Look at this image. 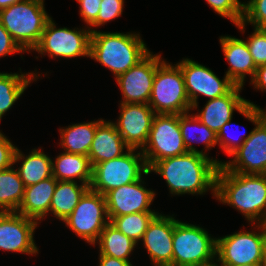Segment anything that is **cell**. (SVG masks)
<instances>
[{
  "instance_id": "cell-31",
  "label": "cell",
  "mask_w": 266,
  "mask_h": 266,
  "mask_svg": "<svg viewBox=\"0 0 266 266\" xmlns=\"http://www.w3.org/2000/svg\"><path fill=\"white\" fill-rule=\"evenodd\" d=\"M158 213L137 212L128 215L109 217L110 223L134 242L142 240L149 223Z\"/></svg>"
},
{
  "instance_id": "cell-38",
  "label": "cell",
  "mask_w": 266,
  "mask_h": 266,
  "mask_svg": "<svg viewBox=\"0 0 266 266\" xmlns=\"http://www.w3.org/2000/svg\"><path fill=\"white\" fill-rule=\"evenodd\" d=\"M80 5V16L86 24L91 26L96 20L102 0H76Z\"/></svg>"
},
{
  "instance_id": "cell-18",
  "label": "cell",
  "mask_w": 266,
  "mask_h": 266,
  "mask_svg": "<svg viewBox=\"0 0 266 266\" xmlns=\"http://www.w3.org/2000/svg\"><path fill=\"white\" fill-rule=\"evenodd\" d=\"M178 221L171 215L158 213L149 223L141 241L153 266L172 265L173 230Z\"/></svg>"
},
{
  "instance_id": "cell-40",
  "label": "cell",
  "mask_w": 266,
  "mask_h": 266,
  "mask_svg": "<svg viewBox=\"0 0 266 266\" xmlns=\"http://www.w3.org/2000/svg\"><path fill=\"white\" fill-rule=\"evenodd\" d=\"M250 80V83L254 85V89L266 92V65L257 67L254 77Z\"/></svg>"
},
{
  "instance_id": "cell-42",
  "label": "cell",
  "mask_w": 266,
  "mask_h": 266,
  "mask_svg": "<svg viewBox=\"0 0 266 266\" xmlns=\"http://www.w3.org/2000/svg\"><path fill=\"white\" fill-rule=\"evenodd\" d=\"M22 0H0V10L5 9L15 3L21 2Z\"/></svg>"
},
{
  "instance_id": "cell-22",
  "label": "cell",
  "mask_w": 266,
  "mask_h": 266,
  "mask_svg": "<svg viewBox=\"0 0 266 266\" xmlns=\"http://www.w3.org/2000/svg\"><path fill=\"white\" fill-rule=\"evenodd\" d=\"M57 180L52 176L37 184L25 187L24 196L17 213L41 221L50 211Z\"/></svg>"
},
{
  "instance_id": "cell-3",
  "label": "cell",
  "mask_w": 266,
  "mask_h": 266,
  "mask_svg": "<svg viewBox=\"0 0 266 266\" xmlns=\"http://www.w3.org/2000/svg\"><path fill=\"white\" fill-rule=\"evenodd\" d=\"M91 32L90 58L112 71L115 79L150 52L140 34Z\"/></svg>"
},
{
  "instance_id": "cell-32",
  "label": "cell",
  "mask_w": 266,
  "mask_h": 266,
  "mask_svg": "<svg viewBox=\"0 0 266 266\" xmlns=\"http://www.w3.org/2000/svg\"><path fill=\"white\" fill-rule=\"evenodd\" d=\"M244 3L242 21L236 26L240 31L245 32L247 23H251L254 28L266 29V0H250Z\"/></svg>"
},
{
  "instance_id": "cell-13",
  "label": "cell",
  "mask_w": 266,
  "mask_h": 266,
  "mask_svg": "<svg viewBox=\"0 0 266 266\" xmlns=\"http://www.w3.org/2000/svg\"><path fill=\"white\" fill-rule=\"evenodd\" d=\"M177 64L182 71L192 110L198 108L200 94L211 100L227 94L235 86L226 74L221 80L211 69L189 58Z\"/></svg>"
},
{
  "instance_id": "cell-26",
  "label": "cell",
  "mask_w": 266,
  "mask_h": 266,
  "mask_svg": "<svg viewBox=\"0 0 266 266\" xmlns=\"http://www.w3.org/2000/svg\"><path fill=\"white\" fill-rule=\"evenodd\" d=\"M179 124L181 135L183 137V142L186 147L187 152L200 153L202 155H207L206 150L211 149L218 144L217 134L206 127L200 120L196 117L195 114H189V112L184 114H179ZM196 129V130H195ZM199 129V130H198ZM193 131V132H192ZM196 131V134L195 132ZM198 131V132H197ZM204 143L205 152L202 150L199 151L192 145V143Z\"/></svg>"
},
{
  "instance_id": "cell-9",
  "label": "cell",
  "mask_w": 266,
  "mask_h": 266,
  "mask_svg": "<svg viewBox=\"0 0 266 266\" xmlns=\"http://www.w3.org/2000/svg\"><path fill=\"white\" fill-rule=\"evenodd\" d=\"M252 225L259 232L241 230L217 238L216 257L218 258H216V262L221 263L220 265L232 266L264 263L266 224Z\"/></svg>"
},
{
  "instance_id": "cell-45",
  "label": "cell",
  "mask_w": 266,
  "mask_h": 266,
  "mask_svg": "<svg viewBox=\"0 0 266 266\" xmlns=\"http://www.w3.org/2000/svg\"><path fill=\"white\" fill-rule=\"evenodd\" d=\"M206 266H219L218 263H212V264H209V265H206Z\"/></svg>"
},
{
  "instance_id": "cell-29",
  "label": "cell",
  "mask_w": 266,
  "mask_h": 266,
  "mask_svg": "<svg viewBox=\"0 0 266 266\" xmlns=\"http://www.w3.org/2000/svg\"><path fill=\"white\" fill-rule=\"evenodd\" d=\"M97 242L99 244V254L124 261H130L128 256L132 253L137 244L116 229L110 222L100 233Z\"/></svg>"
},
{
  "instance_id": "cell-6",
  "label": "cell",
  "mask_w": 266,
  "mask_h": 266,
  "mask_svg": "<svg viewBox=\"0 0 266 266\" xmlns=\"http://www.w3.org/2000/svg\"><path fill=\"white\" fill-rule=\"evenodd\" d=\"M172 266H206L216 260L217 238L199 225L178 221L173 230Z\"/></svg>"
},
{
  "instance_id": "cell-34",
  "label": "cell",
  "mask_w": 266,
  "mask_h": 266,
  "mask_svg": "<svg viewBox=\"0 0 266 266\" xmlns=\"http://www.w3.org/2000/svg\"><path fill=\"white\" fill-rule=\"evenodd\" d=\"M246 43L256 67L266 65V29L254 28Z\"/></svg>"
},
{
  "instance_id": "cell-8",
  "label": "cell",
  "mask_w": 266,
  "mask_h": 266,
  "mask_svg": "<svg viewBox=\"0 0 266 266\" xmlns=\"http://www.w3.org/2000/svg\"><path fill=\"white\" fill-rule=\"evenodd\" d=\"M142 174L150 172L141 150L128 149L120 157L93 165L89 187L105 196L110 190L140 180Z\"/></svg>"
},
{
  "instance_id": "cell-23",
  "label": "cell",
  "mask_w": 266,
  "mask_h": 266,
  "mask_svg": "<svg viewBox=\"0 0 266 266\" xmlns=\"http://www.w3.org/2000/svg\"><path fill=\"white\" fill-rule=\"evenodd\" d=\"M52 176L57 181H75L90 186L92 166L89 157L82 154L64 152L52 160ZM75 179V180H74Z\"/></svg>"
},
{
  "instance_id": "cell-28",
  "label": "cell",
  "mask_w": 266,
  "mask_h": 266,
  "mask_svg": "<svg viewBox=\"0 0 266 266\" xmlns=\"http://www.w3.org/2000/svg\"><path fill=\"white\" fill-rule=\"evenodd\" d=\"M37 73H1L0 72V120L12 108L29 84L37 80Z\"/></svg>"
},
{
  "instance_id": "cell-1",
  "label": "cell",
  "mask_w": 266,
  "mask_h": 266,
  "mask_svg": "<svg viewBox=\"0 0 266 266\" xmlns=\"http://www.w3.org/2000/svg\"><path fill=\"white\" fill-rule=\"evenodd\" d=\"M222 164L208 155L186 152L155 162L149 172L161 175L172 195H203L211 190L215 197L216 175Z\"/></svg>"
},
{
  "instance_id": "cell-35",
  "label": "cell",
  "mask_w": 266,
  "mask_h": 266,
  "mask_svg": "<svg viewBox=\"0 0 266 266\" xmlns=\"http://www.w3.org/2000/svg\"><path fill=\"white\" fill-rule=\"evenodd\" d=\"M124 0H102L97 20L91 25L99 27L122 15Z\"/></svg>"
},
{
  "instance_id": "cell-16",
  "label": "cell",
  "mask_w": 266,
  "mask_h": 266,
  "mask_svg": "<svg viewBox=\"0 0 266 266\" xmlns=\"http://www.w3.org/2000/svg\"><path fill=\"white\" fill-rule=\"evenodd\" d=\"M120 110L117 131L130 149L142 150L156 113L149 104L120 103Z\"/></svg>"
},
{
  "instance_id": "cell-2",
  "label": "cell",
  "mask_w": 266,
  "mask_h": 266,
  "mask_svg": "<svg viewBox=\"0 0 266 266\" xmlns=\"http://www.w3.org/2000/svg\"><path fill=\"white\" fill-rule=\"evenodd\" d=\"M215 198L240 211L251 224H266V174H243L219 166Z\"/></svg>"
},
{
  "instance_id": "cell-39",
  "label": "cell",
  "mask_w": 266,
  "mask_h": 266,
  "mask_svg": "<svg viewBox=\"0 0 266 266\" xmlns=\"http://www.w3.org/2000/svg\"><path fill=\"white\" fill-rule=\"evenodd\" d=\"M14 53H24V51L0 22V57L9 56V54L12 55Z\"/></svg>"
},
{
  "instance_id": "cell-25",
  "label": "cell",
  "mask_w": 266,
  "mask_h": 266,
  "mask_svg": "<svg viewBox=\"0 0 266 266\" xmlns=\"http://www.w3.org/2000/svg\"><path fill=\"white\" fill-rule=\"evenodd\" d=\"M89 188L87 184L78 185L77 181H57L49 212L60 221H64Z\"/></svg>"
},
{
  "instance_id": "cell-30",
  "label": "cell",
  "mask_w": 266,
  "mask_h": 266,
  "mask_svg": "<svg viewBox=\"0 0 266 266\" xmlns=\"http://www.w3.org/2000/svg\"><path fill=\"white\" fill-rule=\"evenodd\" d=\"M14 166L0 171V212H17L25 186Z\"/></svg>"
},
{
  "instance_id": "cell-14",
  "label": "cell",
  "mask_w": 266,
  "mask_h": 266,
  "mask_svg": "<svg viewBox=\"0 0 266 266\" xmlns=\"http://www.w3.org/2000/svg\"><path fill=\"white\" fill-rule=\"evenodd\" d=\"M161 54L149 52L141 61L116 78L122 92L121 103L148 104Z\"/></svg>"
},
{
  "instance_id": "cell-43",
  "label": "cell",
  "mask_w": 266,
  "mask_h": 266,
  "mask_svg": "<svg viewBox=\"0 0 266 266\" xmlns=\"http://www.w3.org/2000/svg\"><path fill=\"white\" fill-rule=\"evenodd\" d=\"M219 266H232V265H219ZM237 266H263V264H243Z\"/></svg>"
},
{
  "instance_id": "cell-21",
  "label": "cell",
  "mask_w": 266,
  "mask_h": 266,
  "mask_svg": "<svg viewBox=\"0 0 266 266\" xmlns=\"http://www.w3.org/2000/svg\"><path fill=\"white\" fill-rule=\"evenodd\" d=\"M130 149L117 131L114 122L97 120V129L89 150L91 166L122 156Z\"/></svg>"
},
{
  "instance_id": "cell-33",
  "label": "cell",
  "mask_w": 266,
  "mask_h": 266,
  "mask_svg": "<svg viewBox=\"0 0 266 266\" xmlns=\"http://www.w3.org/2000/svg\"><path fill=\"white\" fill-rule=\"evenodd\" d=\"M207 4L222 17L237 25L242 21L244 2L240 0H206Z\"/></svg>"
},
{
  "instance_id": "cell-4",
  "label": "cell",
  "mask_w": 266,
  "mask_h": 266,
  "mask_svg": "<svg viewBox=\"0 0 266 266\" xmlns=\"http://www.w3.org/2000/svg\"><path fill=\"white\" fill-rule=\"evenodd\" d=\"M44 0H22L0 10V22L24 52L39 43L47 22L51 19Z\"/></svg>"
},
{
  "instance_id": "cell-37",
  "label": "cell",
  "mask_w": 266,
  "mask_h": 266,
  "mask_svg": "<svg viewBox=\"0 0 266 266\" xmlns=\"http://www.w3.org/2000/svg\"><path fill=\"white\" fill-rule=\"evenodd\" d=\"M16 146L0 132V171L14 165Z\"/></svg>"
},
{
  "instance_id": "cell-12",
  "label": "cell",
  "mask_w": 266,
  "mask_h": 266,
  "mask_svg": "<svg viewBox=\"0 0 266 266\" xmlns=\"http://www.w3.org/2000/svg\"><path fill=\"white\" fill-rule=\"evenodd\" d=\"M57 28L52 18L47 22L41 39L33 49L50 58L90 57L91 29ZM88 28V29H87ZM78 29V30H77Z\"/></svg>"
},
{
  "instance_id": "cell-44",
  "label": "cell",
  "mask_w": 266,
  "mask_h": 266,
  "mask_svg": "<svg viewBox=\"0 0 266 266\" xmlns=\"http://www.w3.org/2000/svg\"><path fill=\"white\" fill-rule=\"evenodd\" d=\"M263 266H266V249H265V256H264V263Z\"/></svg>"
},
{
  "instance_id": "cell-24",
  "label": "cell",
  "mask_w": 266,
  "mask_h": 266,
  "mask_svg": "<svg viewBox=\"0 0 266 266\" xmlns=\"http://www.w3.org/2000/svg\"><path fill=\"white\" fill-rule=\"evenodd\" d=\"M41 150L32 149L28 156H25L18 147L16 148L14 164L22 160L17 171L25 187L52 177V159Z\"/></svg>"
},
{
  "instance_id": "cell-5",
  "label": "cell",
  "mask_w": 266,
  "mask_h": 266,
  "mask_svg": "<svg viewBox=\"0 0 266 266\" xmlns=\"http://www.w3.org/2000/svg\"><path fill=\"white\" fill-rule=\"evenodd\" d=\"M255 124L249 138L230 156L232 161L222 166L233 173L266 174V110L247 100L239 112Z\"/></svg>"
},
{
  "instance_id": "cell-36",
  "label": "cell",
  "mask_w": 266,
  "mask_h": 266,
  "mask_svg": "<svg viewBox=\"0 0 266 266\" xmlns=\"http://www.w3.org/2000/svg\"><path fill=\"white\" fill-rule=\"evenodd\" d=\"M231 126V120H229L227 123H225L222 128L217 133V140L218 145H220V148L223 149V151L230 157L231 154H233L243 143L246 141L250 133L248 135H241L240 138L236 140L231 138V135L228 134V129ZM229 135V136H228Z\"/></svg>"
},
{
  "instance_id": "cell-19",
  "label": "cell",
  "mask_w": 266,
  "mask_h": 266,
  "mask_svg": "<svg viewBox=\"0 0 266 266\" xmlns=\"http://www.w3.org/2000/svg\"><path fill=\"white\" fill-rule=\"evenodd\" d=\"M243 87L235 85L227 94L208 100L196 117L216 134L222 126L232 120L234 111L240 112L247 100L240 96Z\"/></svg>"
},
{
  "instance_id": "cell-17",
  "label": "cell",
  "mask_w": 266,
  "mask_h": 266,
  "mask_svg": "<svg viewBox=\"0 0 266 266\" xmlns=\"http://www.w3.org/2000/svg\"><path fill=\"white\" fill-rule=\"evenodd\" d=\"M142 180L143 178L110 190L105 195L108 217H118L137 212L158 213L149 209L156 194L153 190L145 188Z\"/></svg>"
},
{
  "instance_id": "cell-15",
  "label": "cell",
  "mask_w": 266,
  "mask_h": 266,
  "mask_svg": "<svg viewBox=\"0 0 266 266\" xmlns=\"http://www.w3.org/2000/svg\"><path fill=\"white\" fill-rule=\"evenodd\" d=\"M38 224L17 212H0V250L36 255L33 237Z\"/></svg>"
},
{
  "instance_id": "cell-10",
  "label": "cell",
  "mask_w": 266,
  "mask_h": 266,
  "mask_svg": "<svg viewBox=\"0 0 266 266\" xmlns=\"http://www.w3.org/2000/svg\"><path fill=\"white\" fill-rule=\"evenodd\" d=\"M148 169L157 161L187 152L178 114H156L147 142L141 150Z\"/></svg>"
},
{
  "instance_id": "cell-27",
  "label": "cell",
  "mask_w": 266,
  "mask_h": 266,
  "mask_svg": "<svg viewBox=\"0 0 266 266\" xmlns=\"http://www.w3.org/2000/svg\"><path fill=\"white\" fill-rule=\"evenodd\" d=\"M96 129L97 120L72 124L64 129L60 128V145L65 150L64 152L88 156Z\"/></svg>"
},
{
  "instance_id": "cell-41",
  "label": "cell",
  "mask_w": 266,
  "mask_h": 266,
  "mask_svg": "<svg viewBox=\"0 0 266 266\" xmlns=\"http://www.w3.org/2000/svg\"><path fill=\"white\" fill-rule=\"evenodd\" d=\"M99 266H133L130 261H124L107 255L99 254Z\"/></svg>"
},
{
  "instance_id": "cell-20",
  "label": "cell",
  "mask_w": 266,
  "mask_h": 266,
  "mask_svg": "<svg viewBox=\"0 0 266 266\" xmlns=\"http://www.w3.org/2000/svg\"><path fill=\"white\" fill-rule=\"evenodd\" d=\"M219 40L224 56L230 65L226 75L235 85L243 87L246 74L253 78L257 69L246 40L228 35L221 36Z\"/></svg>"
},
{
  "instance_id": "cell-11",
  "label": "cell",
  "mask_w": 266,
  "mask_h": 266,
  "mask_svg": "<svg viewBox=\"0 0 266 266\" xmlns=\"http://www.w3.org/2000/svg\"><path fill=\"white\" fill-rule=\"evenodd\" d=\"M63 222L78 237L91 245L96 244L100 233L110 222L105 196L89 188Z\"/></svg>"
},
{
  "instance_id": "cell-7",
  "label": "cell",
  "mask_w": 266,
  "mask_h": 266,
  "mask_svg": "<svg viewBox=\"0 0 266 266\" xmlns=\"http://www.w3.org/2000/svg\"><path fill=\"white\" fill-rule=\"evenodd\" d=\"M156 114H184L192 110L178 64L162 61L156 68L148 102Z\"/></svg>"
}]
</instances>
